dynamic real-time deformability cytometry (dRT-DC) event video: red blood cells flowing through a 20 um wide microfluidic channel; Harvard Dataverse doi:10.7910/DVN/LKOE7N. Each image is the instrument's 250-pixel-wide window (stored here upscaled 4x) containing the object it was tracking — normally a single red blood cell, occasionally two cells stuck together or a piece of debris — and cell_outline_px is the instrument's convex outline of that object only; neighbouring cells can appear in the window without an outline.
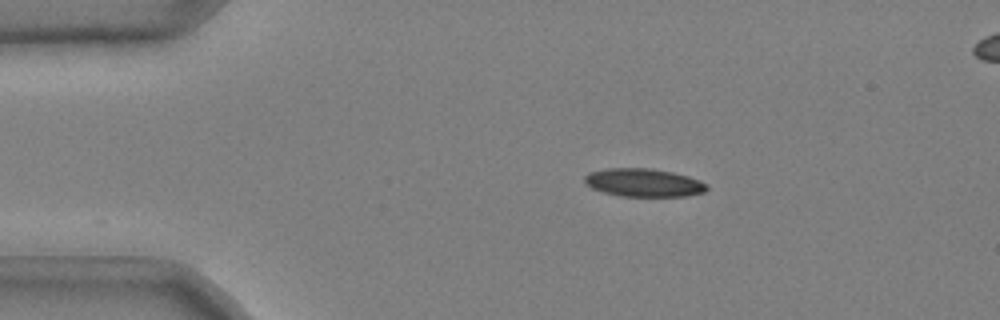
{"species": "common noctule bat (a hibernating species)", "species_latin": "Nyctalus noctula", "temperature_condition": "cold", "stored_images_in_passage": 37, "camera_frame_rate_fps": 3000, "um_per_image_px": 0.085, "animal": {"sex": "male", "body_mass_g": 20.4}, "frame": {"image": 1, "passage_image": 1, "time_ms": 0.0, "image_size_px": [1000, 320], "cell_outline_px": [[708, 188], [704, 192], [688, 196], [620, 196], [604, 192], [592, 188], [584, 184], [584, 176], [588, 172], [604, 168], [652, 168], [672, 172], [688, 176], [700, 180], [708, 184]], "centroid_in_image_um": [54.69, 15.52], "position_along_channel_um": 30.3, "area_um2": 20.29}}
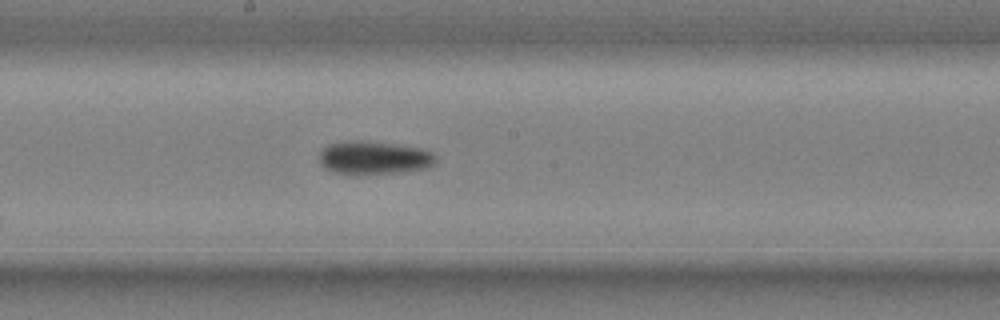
{"frame": {"image": 2, "passage_image": 20, "time_ms": 6.333, "image_size_px": [1000, 320], "cell_outline_px": [[436, 164], [424, 168], [400, 172], [332, 172], [324, 168], [320, 164], [320, 152], [328, 144], [348, 140], [360, 140], [396, 144], [420, 148], [432, 152], [436, 156]], "centroid_in_image_um": [31.79, 13.37], "position_along_channel_um": 216.4, "area_um2": 22.08}}
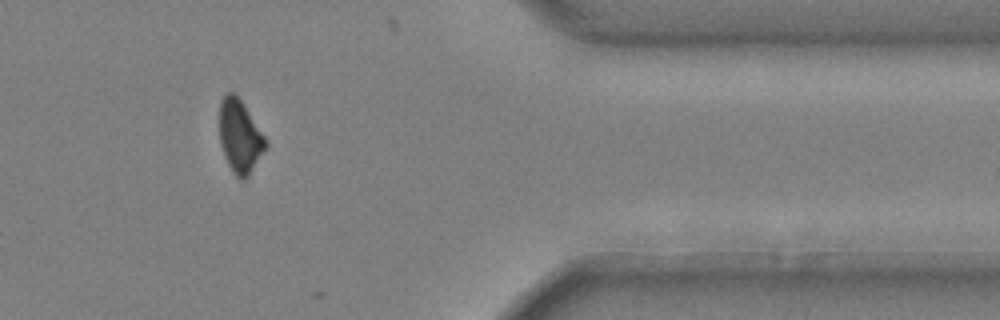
{"frame": {"image": 3, "passage_image": 36, "time_ms": 11.667, "image_size_px": [1000, 320], "cell_outline_px": [[268, 148], [248, 176], [244, 180], [240, 180], [232, 172], [224, 156], [220, 144], [220, 100], [224, 92], [232, 92], [240, 100], [268, 140]], "centroid_in_image_um": [20.41, 11.62], "position_along_channel_um": 391.0, "area_um2": 19.83}}